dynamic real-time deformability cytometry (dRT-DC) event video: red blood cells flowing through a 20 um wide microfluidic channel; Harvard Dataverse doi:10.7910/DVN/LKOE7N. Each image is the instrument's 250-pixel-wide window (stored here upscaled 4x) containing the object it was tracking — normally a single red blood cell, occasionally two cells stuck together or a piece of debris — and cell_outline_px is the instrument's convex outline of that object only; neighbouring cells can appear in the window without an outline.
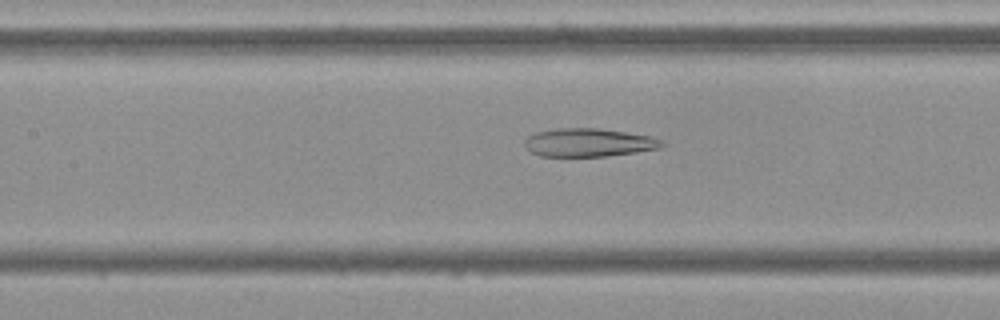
{"species": "Egyptian fruit bat (a non-hibernating species)", "species_latin": "Rousettus aegyptiacus", "temperature_condition": "cold", "stored_images_in_passage": 54, "camera_frame_rate_fps": 3000, "um_per_image_px": 0.085, "frame": {"image": 1, "passage_image": 24, "time_ms": 7.667, "image_size_px": [1000, 320], "cell_outline_px": [[668, 144], [664, 148], [608, 156], [540, 156], [532, 152], [524, 144], [524, 140], [528, 136], [536, 132], [556, 128], [600, 128], [652, 136], [664, 140]], "centroid_in_image_um": [50.13, 12.11], "position_along_channel_um": 157.3, "area_um2": 22.95}}
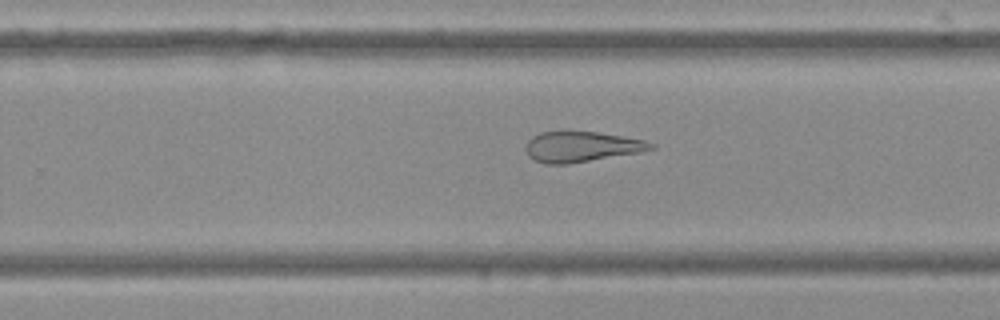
{"frame": {"image": 2, "passage_image": 34, "time_ms": 11.0, "image_size_px": [1000, 320], "cell_outline_px": [[656, 148], [640, 152], [568, 164], [544, 164], [528, 156], [524, 148], [528, 140], [532, 136], [540, 132], [596, 132], [644, 140], [656, 144]], "centroid_in_image_um": [49.41, 12.48], "position_along_channel_um": 280.4, "area_um2": 22.08}}
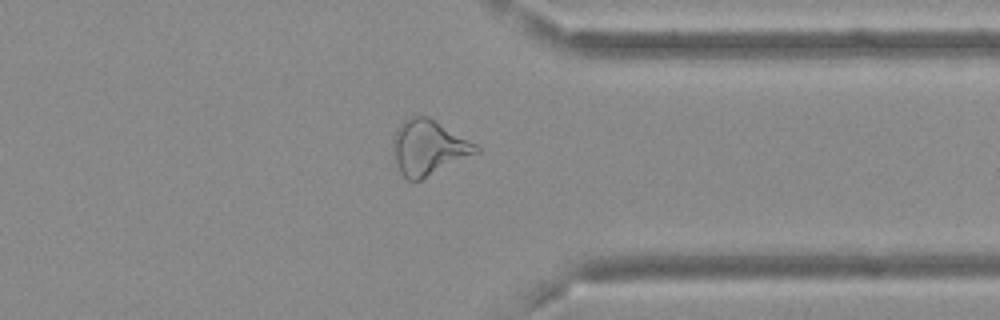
{"frame": {"image": 3, "passage_image": 42, "time_ms": 13.667, "image_size_px": [1000, 320], "cell_outline_px": [[480, 152], [420, 180], [408, 180], [400, 172], [392, 152], [392, 140], [396, 128], [404, 120], [412, 116], [428, 116], [476, 144], [480, 148]], "centroid_in_image_um": [36.4, 12.53], "position_along_channel_um": 375.0, "area_um2": 26.53}, "authors_computed_cell_mechanics": {"area_um2": 27.7151, "velocity_mm_per_s": 3.7065, "shape_relaxation_time_tau1_ms": null, "shape_relaxation_time_tau2_ms": 3.8629, "deformation_change_tau1": null, "deformation_change_tau2": 0.1492}}